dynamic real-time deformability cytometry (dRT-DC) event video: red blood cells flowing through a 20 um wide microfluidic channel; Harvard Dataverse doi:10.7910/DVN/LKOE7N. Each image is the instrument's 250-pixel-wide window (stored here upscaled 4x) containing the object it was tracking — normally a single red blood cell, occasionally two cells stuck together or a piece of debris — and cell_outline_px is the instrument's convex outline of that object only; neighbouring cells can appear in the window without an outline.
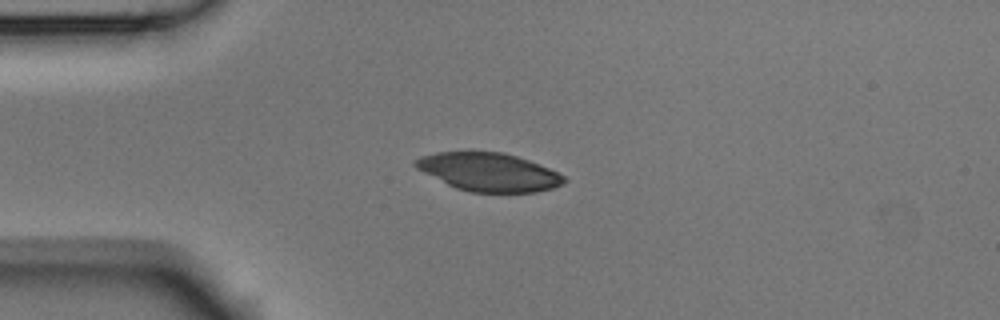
{"species": "Egyptian fruit bat (a non-hibernating species)", "species_latin": "Rousettus aegyptiacus", "temperature_condition": "room temperature", "stored_images_in_passage": 8, "camera_frame_rate_fps": 3000, "um_per_image_px": 0.085, "animal": {"sex": "male"}, "frame": {"image": 1, "passage_image": 3, "time_ms": 0.667, "image_size_px": [1000, 320], "cell_outline_px": [[568, 180], [564, 184], [552, 188], [536, 192], [468, 192], [456, 188], [416, 168], [412, 164], [412, 160], [420, 156], [436, 152], [468, 148], [472, 148], [504, 152], [528, 160], [548, 168], [564, 176]], "centroid_in_image_um": [41.48, 14.57], "position_along_channel_um": 43.5, "area_um2": 34.04}}